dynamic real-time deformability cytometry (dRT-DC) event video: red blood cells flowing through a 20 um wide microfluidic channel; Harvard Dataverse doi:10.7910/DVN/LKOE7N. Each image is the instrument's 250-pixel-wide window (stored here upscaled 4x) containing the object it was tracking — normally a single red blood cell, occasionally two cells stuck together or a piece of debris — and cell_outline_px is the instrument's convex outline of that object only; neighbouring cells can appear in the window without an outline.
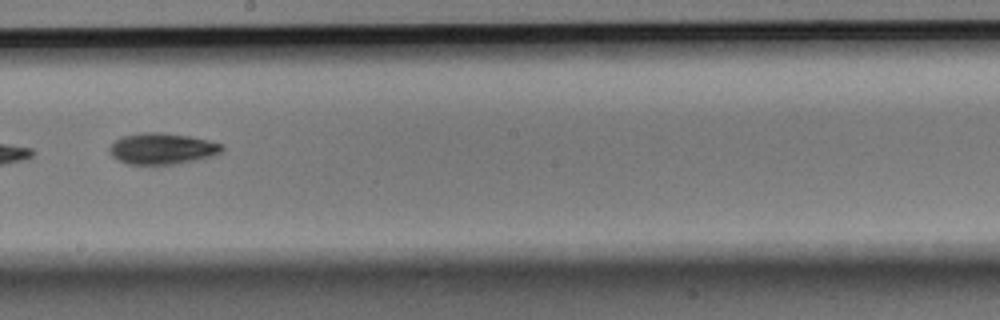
{"species": "Egyptian fruit bat (a non-hibernating species)", "species_latin": "Rousettus aegyptiacus", "temperature_condition": "room temperature", "stored_images_in_passage": 14, "camera_frame_rate_fps": 3000, "um_per_image_px": 0.085, "animal": {"sex": "male"}, "frame": {"image": 1, "passage_image": 7, "time_ms": 2.0, "image_size_px": [1000, 320], "cell_outline_px": [[224, 148], [220, 152], [208, 156], [176, 164], [128, 164], [112, 156], [108, 148], [116, 140], [124, 136], [144, 132], [160, 132], [188, 136], [208, 140], [224, 144]], "centroid_in_image_um": [13.77, 12.62], "position_along_channel_um": 234.4, "area_um2": 20.06}}
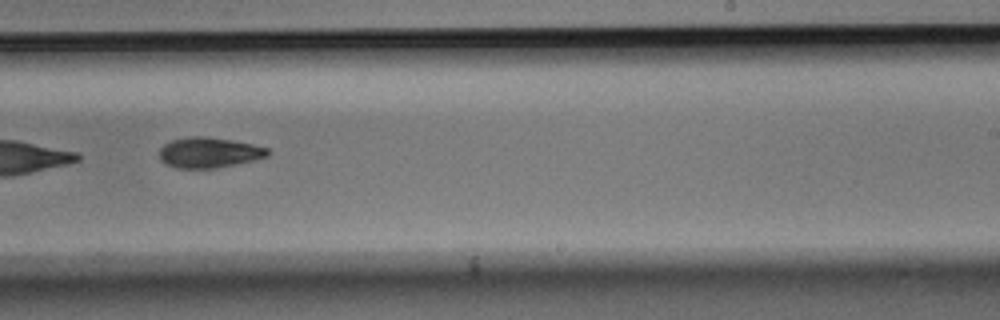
{"frame": {"image": 2, "passage_image": 8, "time_ms": 2.333, "image_size_px": [1000, 320], "cell_outline_px": [[268, 156], [236, 164], [216, 168], [176, 168], [160, 160], [160, 148], [164, 144], [172, 140], [188, 136], [208, 136], [232, 140], [252, 144], [268, 148]], "centroid_in_image_um": [17.75, 12.96], "position_along_channel_um": 271.3, "area_um2": 19.13}}
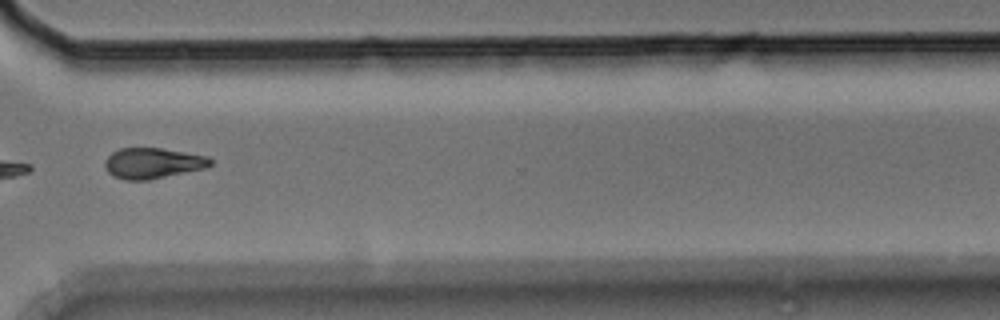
{"frame": {"image": 3, "passage_image": 10, "time_ms": 3.0, "image_size_px": [1000, 320], "cell_outline_px": [[212, 164], [204, 168], [148, 180], [124, 180], [112, 176], [104, 168], [104, 160], [112, 152], [120, 148], [160, 148], [208, 156], [212, 160]], "centroid_in_image_um": [12.93, 13.87], "position_along_channel_um": 357.7, "area_um2": 18.84}}